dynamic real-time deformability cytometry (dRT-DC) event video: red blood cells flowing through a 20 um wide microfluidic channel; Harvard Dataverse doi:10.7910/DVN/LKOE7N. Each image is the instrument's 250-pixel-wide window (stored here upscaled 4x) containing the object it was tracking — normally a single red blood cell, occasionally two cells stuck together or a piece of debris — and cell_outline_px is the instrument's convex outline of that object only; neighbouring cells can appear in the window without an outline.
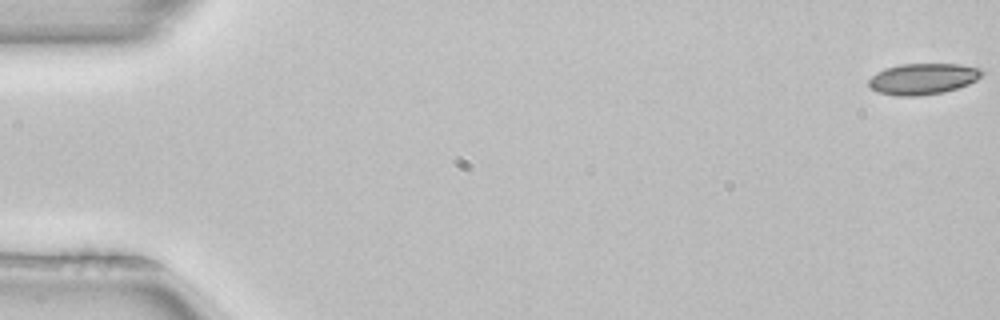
{"species": "common noctule bat (a hibernating species)", "species_latin": "Nyctalus noctula", "temperature_condition": "room temperature", "stored_images_in_passage": 5, "camera_frame_rate_fps": 3000, "um_per_image_px": 0.085, "animal": {"sex": "female", "body_mass_g": 22.7, "forearm_length_mm": 54.2}, "frame": {"image": 1, "passage_image": 5, "time_ms": 1.333, "image_size_px": [1000, 320], "cell_outline_px": [[984, 72], [976, 80], [968, 84], [944, 92], [916, 96], [896, 96], [876, 92], [868, 84], [868, 80], [876, 72], [884, 68], [900, 64], [960, 64], [984, 68]], "centroid_in_image_um": [78.44, 6.69], "position_along_channel_um": 6.6, "area_um2": 20.69}}